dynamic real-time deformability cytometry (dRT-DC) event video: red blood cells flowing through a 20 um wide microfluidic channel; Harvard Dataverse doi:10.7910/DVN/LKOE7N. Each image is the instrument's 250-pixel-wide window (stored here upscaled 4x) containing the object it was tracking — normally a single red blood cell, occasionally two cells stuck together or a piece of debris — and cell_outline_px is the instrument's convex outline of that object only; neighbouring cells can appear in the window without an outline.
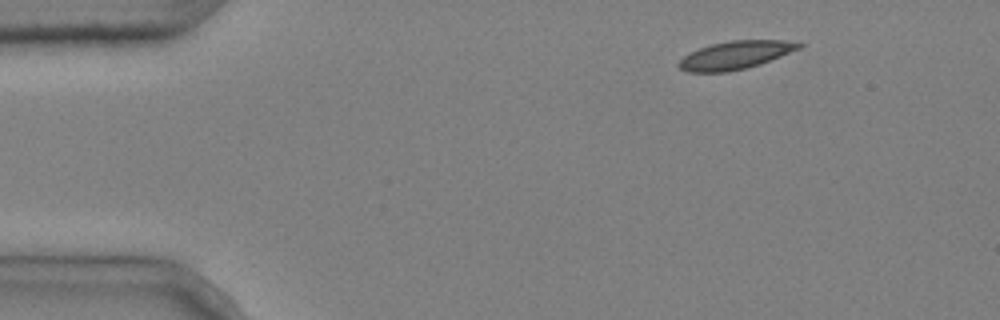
{"species": "common noctule bat (a hibernating species)", "species_latin": "Nyctalus noctula", "temperature_condition": "cold", "stored_images_in_passage": 3, "camera_frame_rate_fps": 3000, "um_per_image_px": 0.085, "animal": {"sex": "male", "body_mass_g": 20.4}, "frame": {"image": 1, "passage_image": 1, "time_ms": 0.0, "image_size_px": [1000, 320], "cell_outline_px": [[804, 44], [800, 48], [760, 64], [728, 72], [688, 72], [680, 68], [676, 64], [684, 56], [700, 48], [712, 44], [728, 40], [784, 40]], "centroid_in_image_um": [62.49, 4.68], "position_along_channel_um": 22.5, "area_um2": 19.42}}